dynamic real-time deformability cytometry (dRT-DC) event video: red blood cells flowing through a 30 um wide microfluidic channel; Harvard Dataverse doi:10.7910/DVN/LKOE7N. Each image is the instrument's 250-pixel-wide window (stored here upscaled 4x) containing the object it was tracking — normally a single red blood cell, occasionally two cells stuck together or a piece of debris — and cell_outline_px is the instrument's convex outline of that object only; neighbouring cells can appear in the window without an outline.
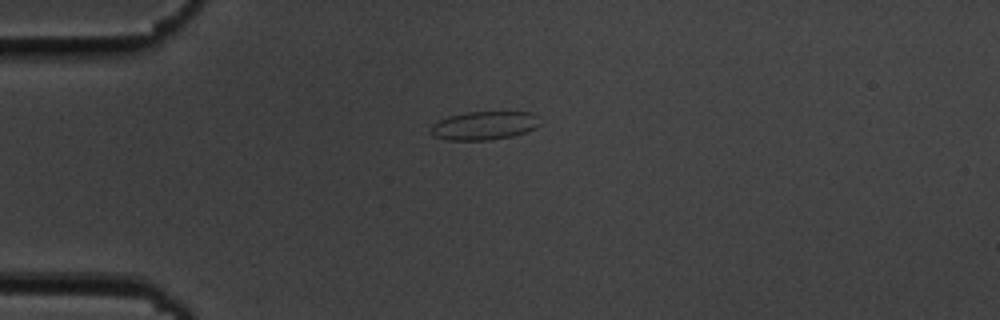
{"species": "common noctule bat (a hibernating species)", "species_latin": "Nyctalus noctula", "temperature_condition": "cold", "stored_images_in_passage": 35, "camera_frame_rate_fps": 3000, "um_per_image_px": 0.085, "animal": {"sex": "male", "body_mass_g": 19.5, "forearm_length_mm": 54.6}, "frame": {"image": 1, "passage_image": 1, "time_ms": 0.0, "image_size_px": [1000, 320], "cell_outline_px": [[540, 124], [536, 128], [512, 136], [488, 140], [448, 140], [432, 136], [432, 124], [448, 116], [468, 112], [532, 112], [536, 116]], "centroid_in_image_um": [41.15, 10.67], "position_along_channel_um": 43.8, "area_um2": 17.98}}
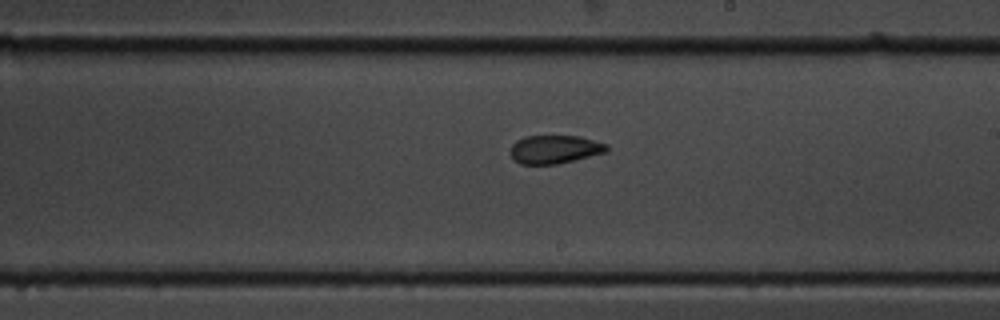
{"frame": {"image": 2, "passage_image": 19, "time_ms": 6.0, "image_size_px": [1000, 320], "cell_outline_px": [[608, 152], [556, 164], [520, 164], [508, 152], [512, 144], [516, 140], [524, 136], [576, 136], [608, 144]], "centroid_in_image_um": [47.12, 12.69], "position_along_channel_um": 241.9, "area_um2": 15.9}}
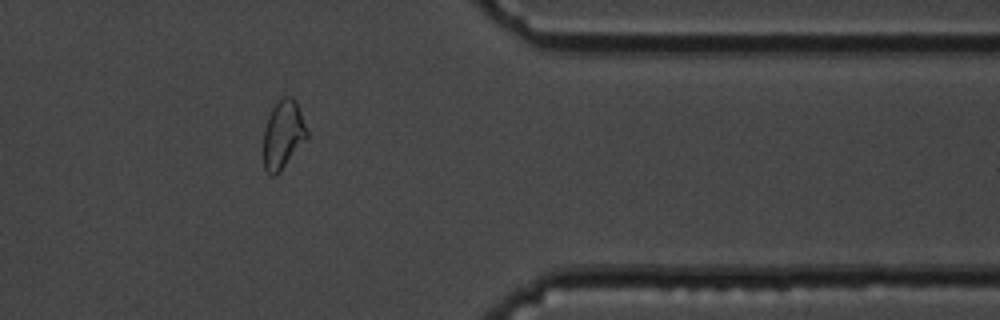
{"frame": {"image": 3, "passage_image": 32, "time_ms": 10.333, "image_size_px": [1000, 320], "cell_outline_px": [[308, 136], [280, 172], [276, 176], [272, 176], [264, 168], [264, 128], [268, 116], [272, 108], [284, 96], [292, 96], [300, 112], [308, 132]], "centroid_in_image_um": [24.05, 11.46], "position_along_channel_um": 387.4, "area_um2": 16.99}, "authors_computed_cell_mechanics": {"area_um2": 16.8198, "velocity_mm_per_s": 3.6818, "shape_relaxation_time_tau1_ms": null, "shape_relaxation_time_tau2_ms": 1.5686, "deformation_change_tau1": null, "deformation_change_tau2": 0.0664}}